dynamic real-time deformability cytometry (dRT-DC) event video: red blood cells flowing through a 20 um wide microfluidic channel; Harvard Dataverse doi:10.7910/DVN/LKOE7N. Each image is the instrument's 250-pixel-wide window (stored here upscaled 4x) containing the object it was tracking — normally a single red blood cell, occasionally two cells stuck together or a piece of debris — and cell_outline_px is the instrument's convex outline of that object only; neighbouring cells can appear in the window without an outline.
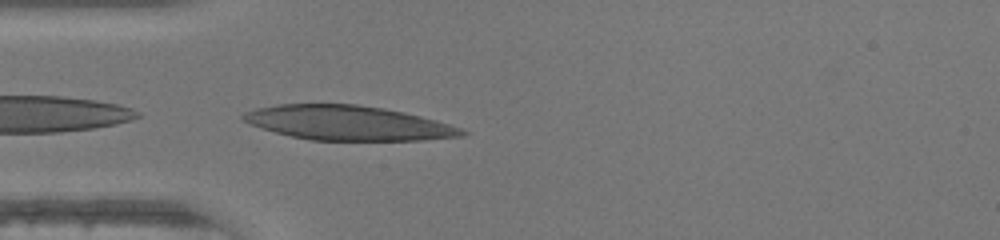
{"species": "human", "species_latin": "Homo sapiens", "temperature_condition": "warm", "stored_images_in_passage": 34, "camera_frame_rate_fps": 3000, "um_per_image_px": 0.085, "donor": {"sex": "female"}, "frame": {"image": 1, "passage_image": 2, "time_ms": 0.333, "image_size_px": [1000, 240], "cell_outline_px": [[468, 132], [464, 136], [424, 140], [312, 140], [292, 136], [276, 132], [248, 124], [240, 116], [244, 112], [256, 108], [276, 104], [356, 104], [384, 108], [404, 112], [436, 120], [460, 128]], "centroid_in_image_um": [29.57, 10.44], "position_along_channel_um": 55.4, "area_um2": 43.87}}
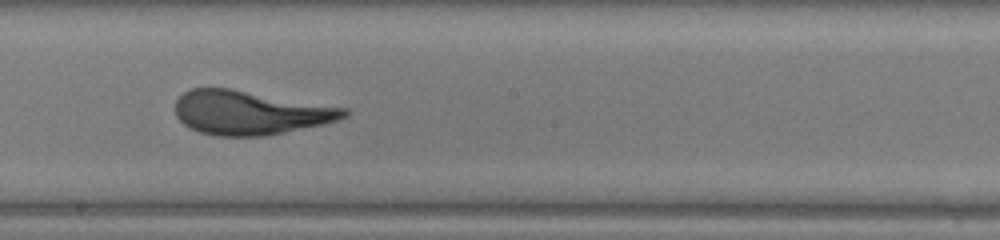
{"frame": {"image": 2, "passage_image": 14, "time_ms": 4.333, "image_size_px": [1000, 240], "cell_outline_px": [[348, 116], [340, 120], [284, 132], [264, 136], [216, 136], [200, 132], [184, 124], [176, 116], [176, 100], [184, 92], [192, 88], [232, 88], [348, 108]], "centroid_in_image_um": [21.27, 9.56], "position_along_channel_um": 226.9, "area_um2": 43.23}}
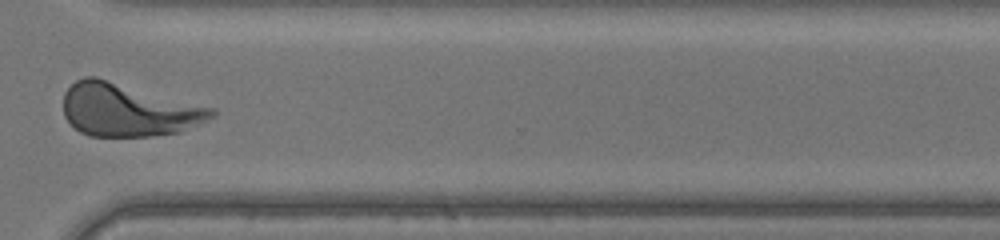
{"frame": {"image": 3, "passage_image": 23, "time_ms": 7.333, "image_size_px": [1000, 240], "cell_outline_px": [[216, 116], [200, 124], [180, 132], [152, 136], [88, 136], [80, 132], [64, 116], [64, 92], [76, 80], [84, 76], [96, 76], [216, 108]], "centroid_in_image_um": [10.93, 9.33], "position_along_channel_um": 359.7, "area_um2": 46.12}}